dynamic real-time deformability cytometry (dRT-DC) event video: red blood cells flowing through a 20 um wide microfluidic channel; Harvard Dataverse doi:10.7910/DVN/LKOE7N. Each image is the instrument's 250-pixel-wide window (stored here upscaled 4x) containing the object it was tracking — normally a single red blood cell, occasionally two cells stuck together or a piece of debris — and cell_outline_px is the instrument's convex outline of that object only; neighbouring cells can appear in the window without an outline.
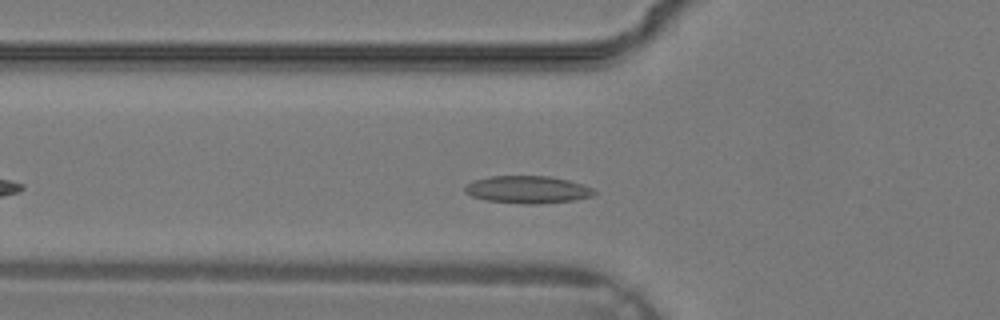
{"species": "common noctule bat (a hibernating species)", "species_latin": "Nyctalus noctula", "temperature_condition": "warm", "stored_images_in_passage": 25, "camera_frame_rate_fps": 3000, "um_per_image_px": 0.085, "animal": {"sex": "male", "body_mass_g": 19.2, "forearm_length_mm": 51.8}, "frame": {"image": 1, "passage_image": 6, "time_ms": 1.667, "image_size_px": [1000, 320], "cell_outline_px": [[596, 192], [592, 196], [576, 200], [536, 204], [524, 204], [484, 200], [472, 196], [464, 192], [464, 188], [472, 180], [492, 176], [548, 176], [568, 180], [592, 188]], "centroid_in_image_um": [44.82, 16.12], "position_along_channel_um": 81.0, "area_um2": 20.63}}
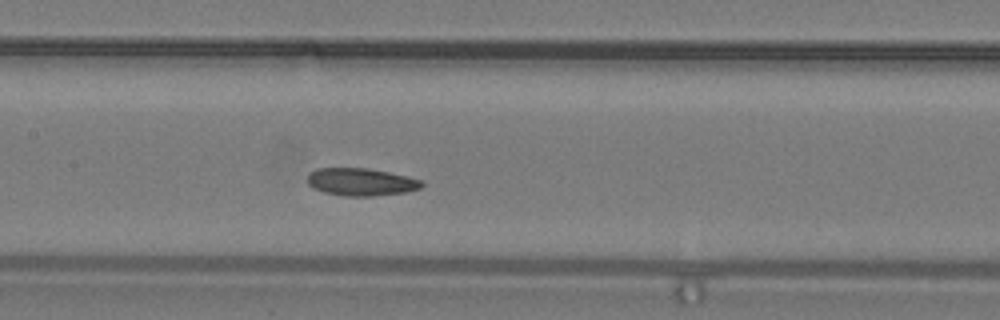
{"frame": {"image": 2, "passage_image": 11, "time_ms": 3.333, "image_size_px": [1000, 320], "cell_outline_px": [[424, 184], [420, 188], [404, 192], [372, 196], [344, 196], [324, 192], [312, 188], [308, 184], [308, 176], [316, 168], [368, 168], [408, 176], [424, 180]], "centroid_in_image_um": [30.7, 15.46], "position_along_channel_um": 176.7, "area_um2": 18.38}}
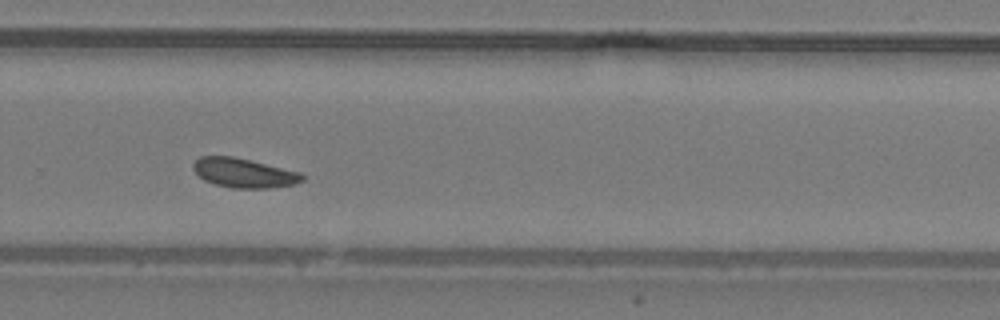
{"frame": {"image": 3, "passage_image": 18, "time_ms": 5.667, "image_size_px": [1000, 320], "cell_outline_px": [[304, 180], [296, 184], [272, 188], [232, 188], [216, 184], [204, 180], [192, 168], [192, 164], [200, 156], [232, 156], [252, 160], [300, 172], [304, 176]], "centroid_in_image_um": [20.75, 14.7], "position_along_channel_um": 309.1, "area_um2": 18.73}}